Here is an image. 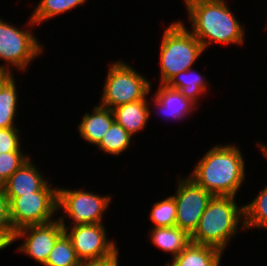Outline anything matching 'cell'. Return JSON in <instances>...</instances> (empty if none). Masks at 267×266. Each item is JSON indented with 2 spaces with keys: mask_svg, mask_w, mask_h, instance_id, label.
Listing matches in <instances>:
<instances>
[{
  "mask_svg": "<svg viewBox=\"0 0 267 266\" xmlns=\"http://www.w3.org/2000/svg\"><path fill=\"white\" fill-rule=\"evenodd\" d=\"M203 155L186 176L213 196L236 197L246 177V159L240 146L213 144Z\"/></svg>",
  "mask_w": 267,
  "mask_h": 266,
  "instance_id": "cell-1",
  "label": "cell"
},
{
  "mask_svg": "<svg viewBox=\"0 0 267 266\" xmlns=\"http://www.w3.org/2000/svg\"><path fill=\"white\" fill-rule=\"evenodd\" d=\"M187 11V28L203 45L205 51L214 44L243 46L246 29L227 0H182Z\"/></svg>",
  "mask_w": 267,
  "mask_h": 266,
  "instance_id": "cell-2",
  "label": "cell"
},
{
  "mask_svg": "<svg viewBox=\"0 0 267 266\" xmlns=\"http://www.w3.org/2000/svg\"><path fill=\"white\" fill-rule=\"evenodd\" d=\"M236 201V197L213 196L191 235V242L210 245L224 252L239 230L246 231L244 206Z\"/></svg>",
  "mask_w": 267,
  "mask_h": 266,
  "instance_id": "cell-3",
  "label": "cell"
},
{
  "mask_svg": "<svg viewBox=\"0 0 267 266\" xmlns=\"http://www.w3.org/2000/svg\"><path fill=\"white\" fill-rule=\"evenodd\" d=\"M165 29L160 40L159 84H166L178 73L193 68L205 51L184 20H174Z\"/></svg>",
  "mask_w": 267,
  "mask_h": 266,
  "instance_id": "cell-4",
  "label": "cell"
},
{
  "mask_svg": "<svg viewBox=\"0 0 267 266\" xmlns=\"http://www.w3.org/2000/svg\"><path fill=\"white\" fill-rule=\"evenodd\" d=\"M28 18L26 24L19 28L0 18V60L3 61L0 64L1 70L11 74H14L13 69L26 73L30 63L42 56L45 45L40 43L34 33L38 25L31 16Z\"/></svg>",
  "mask_w": 267,
  "mask_h": 266,
  "instance_id": "cell-5",
  "label": "cell"
},
{
  "mask_svg": "<svg viewBox=\"0 0 267 266\" xmlns=\"http://www.w3.org/2000/svg\"><path fill=\"white\" fill-rule=\"evenodd\" d=\"M100 105L113 109L130 102L147 100L151 95V82L141 72L124 62V59L111 62L103 84Z\"/></svg>",
  "mask_w": 267,
  "mask_h": 266,
  "instance_id": "cell-6",
  "label": "cell"
},
{
  "mask_svg": "<svg viewBox=\"0 0 267 266\" xmlns=\"http://www.w3.org/2000/svg\"><path fill=\"white\" fill-rule=\"evenodd\" d=\"M112 195H101L84 188L69 189L58 186L57 218L63 229L77 225L100 224L104 222V214L109 211ZM63 210V211H62ZM60 212V213H59ZM64 212V213H63ZM64 214V215H63ZM71 222L67 225V219Z\"/></svg>",
  "mask_w": 267,
  "mask_h": 266,
  "instance_id": "cell-7",
  "label": "cell"
},
{
  "mask_svg": "<svg viewBox=\"0 0 267 266\" xmlns=\"http://www.w3.org/2000/svg\"><path fill=\"white\" fill-rule=\"evenodd\" d=\"M7 198L11 228L14 232L26 226L42 225L58 218L55 215L58 211V192H32Z\"/></svg>",
  "mask_w": 267,
  "mask_h": 266,
  "instance_id": "cell-8",
  "label": "cell"
},
{
  "mask_svg": "<svg viewBox=\"0 0 267 266\" xmlns=\"http://www.w3.org/2000/svg\"><path fill=\"white\" fill-rule=\"evenodd\" d=\"M105 223L77 225L64 229L82 263L111 258L118 251L115 239H109Z\"/></svg>",
  "mask_w": 267,
  "mask_h": 266,
  "instance_id": "cell-9",
  "label": "cell"
},
{
  "mask_svg": "<svg viewBox=\"0 0 267 266\" xmlns=\"http://www.w3.org/2000/svg\"><path fill=\"white\" fill-rule=\"evenodd\" d=\"M176 182V191L172 194L176 203V226L191 236L213 195L187 176L179 175Z\"/></svg>",
  "mask_w": 267,
  "mask_h": 266,
  "instance_id": "cell-10",
  "label": "cell"
},
{
  "mask_svg": "<svg viewBox=\"0 0 267 266\" xmlns=\"http://www.w3.org/2000/svg\"><path fill=\"white\" fill-rule=\"evenodd\" d=\"M63 234V226L56 219L46 224L31 225L18 229L14 232V242L22 240V243L16 248L17 252L34 259L35 262L43 266L56 241Z\"/></svg>",
  "mask_w": 267,
  "mask_h": 266,
  "instance_id": "cell-11",
  "label": "cell"
},
{
  "mask_svg": "<svg viewBox=\"0 0 267 266\" xmlns=\"http://www.w3.org/2000/svg\"><path fill=\"white\" fill-rule=\"evenodd\" d=\"M153 93L151 89L152 96L149 101L153 100V102H149V107H151L149 108L150 117L154 111L161 118L162 116L166 117V119L168 117L171 121L174 119L180 123L181 120L189 118L199 108L194 102L183 95L180 90L171 88L167 84H159L157 90Z\"/></svg>",
  "mask_w": 267,
  "mask_h": 266,
  "instance_id": "cell-12",
  "label": "cell"
},
{
  "mask_svg": "<svg viewBox=\"0 0 267 266\" xmlns=\"http://www.w3.org/2000/svg\"><path fill=\"white\" fill-rule=\"evenodd\" d=\"M34 161L31 158L27 160L2 185L7 196H21L32 192H58V187L53 186L50 180L44 177Z\"/></svg>",
  "mask_w": 267,
  "mask_h": 266,
  "instance_id": "cell-13",
  "label": "cell"
},
{
  "mask_svg": "<svg viewBox=\"0 0 267 266\" xmlns=\"http://www.w3.org/2000/svg\"><path fill=\"white\" fill-rule=\"evenodd\" d=\"M93 111L86 112L78 124L77 130L87 144L97 146L114 121L112 109L95 105Z\"/></svg>",
  "mask_w": 267,
  "mask_h": 266,
  "instance_id": "cell-14",
  "label": "cell"
},
{
  "mask_svg": "<svg viewBox=\"0 0 267 266\" xmlns=\"http://www.w3.org/2000/svg\"><path fill=\"white\" fill-rule=\"evenodd\" d=\"M149 99L130 102L112 109L114 120L133 137L144 131L150 120Z\"/></svg>",
  "mask_w": 267,
  "mask_h": 266,
  "instance_id": "cell-15",
  "label": "cell"
},
{
  "mask_svg": "<svg viewBox=\"0 0 267 266\" xmlns=\"http://www.w3.org/2000/svg\"><path fill=\"white\" fill-rule=\"evenodd\" d=\"M223 255L224 252L216 247L191 242L164 266H220Z\"/></svg>",
  "mask_w": 267,
  "mask_h": 266,
  "instance_id": "cell-16",
  "label": "cell"
},
{
  "mask_svg": "<svg viewBox=\"0 0 267 266\" xmlns=\"http://www.w3.org/2000/svg\"><path fill=\"white\" fill-rule=\"evenodd\" d=\"M149 241L158 249L169 253L171 259L179 255L190 243L191 236L179 228L178 226L171 227H150Z\"/></svg>",
  "mask_w": 267,
  "mask_h": 266,
  "instance_id": "cell-17",
  "label": "cell"
},
{
  "mask_svg": "<svg viewBox=\"0 0 267 266\" xmlns=\"http://www.w3.org/2000/svg\"><path fill=\"white\" fill-rule=\"evenodd\" d=\"M210 83L207 81L205 74L190 68L178 73L166 84L171 88L180 90L183 95L199 106L201 105L199 104L201 103L199 102L200 99L207 95V93H210Z\"/></svg>",
  "mask_w": 267,
  "mask_h": 266,
  "instance_id": "cell-18",
  "label": "cell"
},
{
  "mask_svg": "<svg viewBox=\"0 0 267 266\" xmlns=\"http://www.w3.org/2000/svg\"><path fill=\"white\" fill-rule=\"evenodd\" d=\"M15 74H12L0 86V128L19 127L16 121L18 116L19 92ZM19 96V97H18ZM16 123V125H15Z\"/></svg>",
  "mask_w": 267,
  "mask_h": 266,
  "instance_id": "cell-19",
  "label": "cell"
},
{
  "mask_svg": "<svg viewBox=\"0 0 267 266\" xmlns=\"http://www.w3.org/2000/svg\"><path fill=\"white\" fill-rule=\"evenodd\" d=\"M87 1L89 0H40L37 5H34L30 16L39 26L49 19H55L63 13L82 7Z\"/></svg>",
  "mask_w": 267,
  "mask_h": 266,
  "instance_id": "cell-20",
  "label": "cell"
},
{
  "mask_svg": "<svg viewBox=\"0 0 267 266\" xmlns=\"http://www.w3.org/2000/svg\"><path fill=\"white\" fill-rule=\"evenodd\" d=\"M133 138L135 137L114 120L96 148L108 156L118 157L131 147Z\"/></svg>",
  "mask_w": 267,
  "mask_h": 266,
  "instance_id": "cell-21",
  "label": "cell"
},
{
  "mask_svg": "<svg viewBox=\"0 0 267 266\" xmlns=\"http://www.w3.org/2000/svg\"><path fill=\"white\" fill-rule=\"evenodd\" d=\"M257 193L251 202L247 201L248 203L244 205V226L246 232L249 229H265L264 231L267 229V185Z\"/></svg>",
  "mask_w": 267,
  "mask_h": 266,
  "instance_id": "cell-22",
  "label": "cell"
},
{
  "mask_svg": "<svg viewBox=\"0 0 267 266\" xmlns=\"http://www.w3.org/2000/svg\"><path fill=\"white\" fill-rule=\"evenodd\" d=\"M44 266H83L71 240L64 233L55 243Z\"/></svg>",
  "mask_w": 267,
  "mask_h": 266,
  "instance_id": "cell-23",
  "label": "cell"
},
{
  "mask_svg": "<svg viewBox=\"0 0 267 266\" xmlns=\"http://www.w3.org/2000/svg\"><path fill=\"white\" fill-rule=\"evenodd\" d=\"M152 227H171L176 226V203L172 195L163 200L155 201L148 215Z\"/></svg>",
  "mask_w": 267,
  "mask_h": 266,
  "instance_id": "cell-24",
  "label": "cell"
},
{
  "mask_svg": "<svg viewBox=\"0 0 267 266\" xmlns=\"http://www.w3.org/2000/svg\"><path fill=\"white\" fill-rule=\"evenodd\" d=\"M30 154L25 152H6L0 153V186L19 169L27 160Z\"/></svg>",
  "mask_w": 267,
  "mask_h": 266,
  "instance_id": "cell-25",
  "label": "cell"
},
{
  "mask_svg": "<svg viewBox=\"0 0 267 266\" xmlns=\"http://www.w3.org/2000/svg\"><path fill=\"white\" fill-rule=\"evenodd\" d=\"M21 130L18 127L0 128V153L24 152Z\"/></svg>",
  "mask_w": 267,
  "mask_h": 266,
  "instance_id": "cell-26",
  "label": "cell"
},
{
  "mask_svg": "<svg viewBox=\"0 0 267 266\" xmlns=\"http://www.w3.org/2000/svg\"><path fill=\"white\" fill-rule=\"evenodd\" d=\"M14 244V231L11 224L0 225V251Z\"/></svg>",
  "mask_w": 267,
  "mask_h": 266,
  "instance_id": "cell-27",
  "label": "cell"
},
{
  "mask_svg": "<svg viewBox=\"0 0 267 266\" xmlns=\"http://www.w3.org/2000/svg\"><path fill=\"white\" fill-rule=\"evenodd\" d=\"M11 224L9 199L5 194L2 186H0V225Z\"/></svg>",
  "mask_w": 267,
  "mask_h": 266,
  "instance_id": "cell-28",
  "label": "cell"
},
{
  "mask_svg": "<svg viewBox=\"0 0 267 266\" xmlns=\"http://www.w3.org/2000/svg\"><path fill=\"white\" fill-rule=\"evenodd\" d=\"M119 251L113 255L111 258L101 260V261H93L83 263V266H119Z\"/></svg>",
  "mask_w": 267,
  "mask_h": 266,
  "instance_id": "cell-29",
  "label": "cell"
},
{
  "mask_svg": "<svg viewBox=\"0 0 267 266\" xmlns=\"http://www.w3.org/2000/svg\"><path fill=\"white\" fill-rule=\"evenodd\" d=\"M12 74L0 69V86L11 76Z\"/></svg>",
  "mask_w": 267,
  "mask_h": 266,
  "instance_id": "cell-30",
  "label": "cell"
},
{
  "mask_svg": "<svg viewBox=\"0 0 267 266\" xmlns=\"http://www.w3.org/2000/svg\"><path fill=\"white\" fill-rule=\"evenodd\" d=\"M259 148V151H261V153L264 155L263 157L267 160V154L264 152V143L262 142H258L257 141V144H256Z\"/></svg>",
  "mask_w": 267,
  "mask_h": 266,
  "instance_id": "cell-31",
  "label": "cell"
},
{
  "mask_svg": "<svg viewBox=\"0 0 267 266\" xmlns=\"http://www.w3.org/2000/svg\"><path fill=\"white\" fill-rule=\"evenodd\" d=\"M264 152L267 154V144L264 143Z\"/></svg>",
  "mask_w": 267,
  "mask_h": 266,
  "instance_id": "cell-32",
  "label": "cell"
},
{
  "mask_svg": "<svg viewBox=\"0 0 267 266\" xmlns=\"http://www.w3.org/2000/svg\"><path fill=\"white\" fill-rule=\"evenodd\" d=\"M266 17H267V15H266ZM265 21H266V22H265V25H266V26H265V27H266L265 29L267 30V19H266Z\"/></svg>",
  "mask_w": 267,
  "mask_h": 266,
  "instance_id": "cell-33",
  "label": "cell"
}]
</instances>
